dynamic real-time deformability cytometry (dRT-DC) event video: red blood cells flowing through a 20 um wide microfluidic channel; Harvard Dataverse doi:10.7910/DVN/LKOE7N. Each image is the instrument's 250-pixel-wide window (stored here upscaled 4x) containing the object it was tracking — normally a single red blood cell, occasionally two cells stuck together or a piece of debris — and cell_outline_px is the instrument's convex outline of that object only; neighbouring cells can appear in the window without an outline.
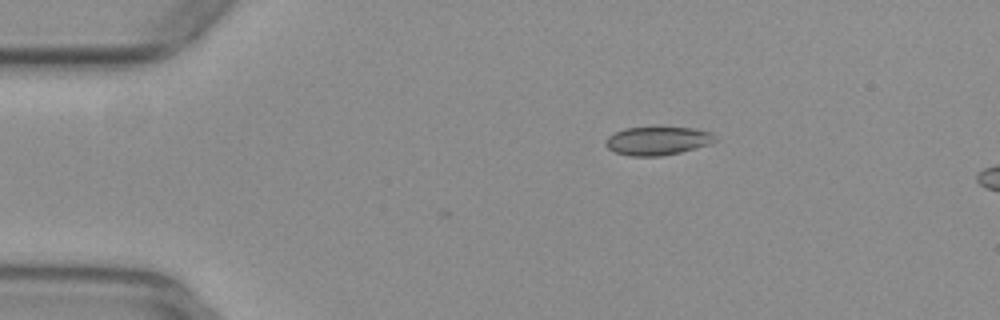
{"species": "common noctule bat (a hibernating species)", "species_latin": "Nyctalus noctula", "temperature_condition": "warm", "stored_images_in_passage": 3, "camera_frame_rate_fps": 3000, "um_per_image_px": 0.085, "animal": {"sex": "female", "body_mass_g": 29.2, "forearm_length_mm": 56.3}, "frame": {"image": 1, "passage_image": 1, "time_ms": 0.0, "image_size_px": [1000, 320], "cell_outline_px": [[716, 140], [708, 144], [680, 152], [660, 156], [628, 156], [616, 152], [608, 148], [604, 144], [604, 140], [608, 136], [624, 128], [692, 128], [712, 132]], "centroid_in_image_um": [55.84, 11.98], "position_along_channel_um": 29.2, "area_um2": 17.86}}